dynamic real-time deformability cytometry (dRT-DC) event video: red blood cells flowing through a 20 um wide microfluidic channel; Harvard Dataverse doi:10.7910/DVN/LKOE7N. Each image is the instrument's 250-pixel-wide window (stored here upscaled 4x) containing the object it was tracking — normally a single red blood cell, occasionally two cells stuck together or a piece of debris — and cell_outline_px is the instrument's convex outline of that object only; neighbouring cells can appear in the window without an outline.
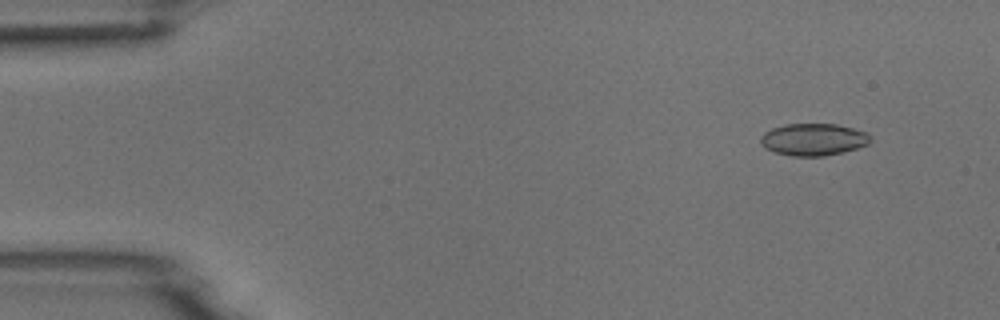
{"species": "common noctule bat (a hibernating species)", "species_latin": "Nyctalus noctula", "temperature_condition": "room temperature", "stored_images_in_passage": 4, "camera_frame_rate_fps": 3000, "um_per_image_px": 0.085, "animal": {"sex": "male", "body_mass_g": 18.8}, "frame": {"image": 1, "passage_image": 2, "time_ms": 1.0, "image_size_px": [1000, 320], "cell_outline_px": [[872, 140], [868, 144], [856, 148], [824, 156], [792, 156], [772, 152], [764, 148], [760, 144], [760, 136], [764, 132], [772, 128], [784, 124], [836, 124], [852, 128], [864, 132]], "centroid_in_image_um": [69.06, 11.86], "position_along_channel_um": 15.9, "area_um2": 20.52}}
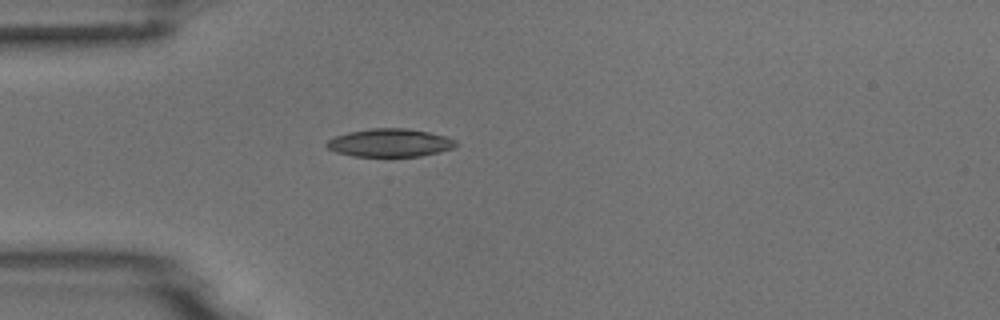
{"frame": {"image": 2, "passage_image": 4, "time_ms": 4.333, "image_size_px": [1000, 320], "cell_outline_px": [[460, 144], [452, 148], [440, 152], [420, 156], [392, 160], [352, 156], [336, 152], [328, 148], [324, 144], [328, 140], [336, 136], [348, 132], [368, 128], [404, 128], [428, 132], [444, 136], [456, 140]], "centroid_in_image_um": [33.13, 12.19], "position_along_channel_um": 51.9, "area_um2": 22.14}}